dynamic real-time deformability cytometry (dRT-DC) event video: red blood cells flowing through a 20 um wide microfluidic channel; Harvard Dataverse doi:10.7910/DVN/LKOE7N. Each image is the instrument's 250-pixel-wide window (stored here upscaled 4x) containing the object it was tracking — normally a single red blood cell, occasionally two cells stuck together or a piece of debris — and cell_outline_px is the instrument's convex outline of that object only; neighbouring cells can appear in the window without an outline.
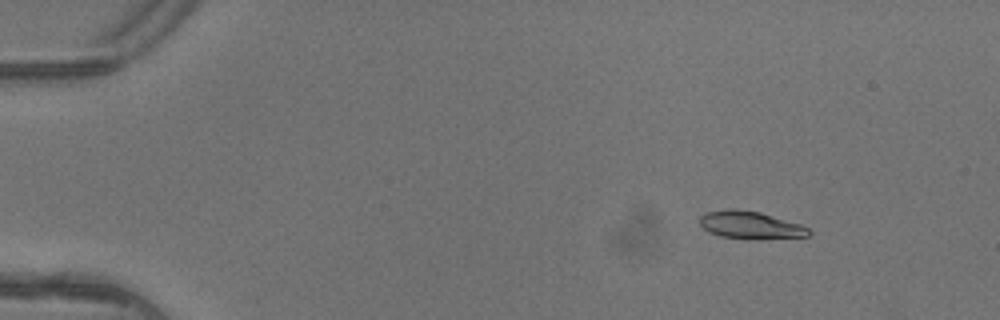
{"species": "common noctule bat (a hibernating species)", "species_latin": "Nyctalus noctula", "temperature_condition": "warm", "stored_images_in_passage": 5, "camera_frame_rate_fps": 3000, "um_per_image_px": 0.085, "animal": {"sex": "female"}, "frame": {"image": 1, "passage_image": 2, "time_ms": 0.333, "image_size_px": [1000, 320], "cell_outline_px": [[812, 232], [808, 236], [720, 236], [708, 232], [700, 224], [700, 216], [704, 212], [760, 212], [800, 224], [808, 228]], "centroid_in_image_um": [63.78, 19.12], "position_along_channel_um": 21.2, "area_um2": 15.61}}